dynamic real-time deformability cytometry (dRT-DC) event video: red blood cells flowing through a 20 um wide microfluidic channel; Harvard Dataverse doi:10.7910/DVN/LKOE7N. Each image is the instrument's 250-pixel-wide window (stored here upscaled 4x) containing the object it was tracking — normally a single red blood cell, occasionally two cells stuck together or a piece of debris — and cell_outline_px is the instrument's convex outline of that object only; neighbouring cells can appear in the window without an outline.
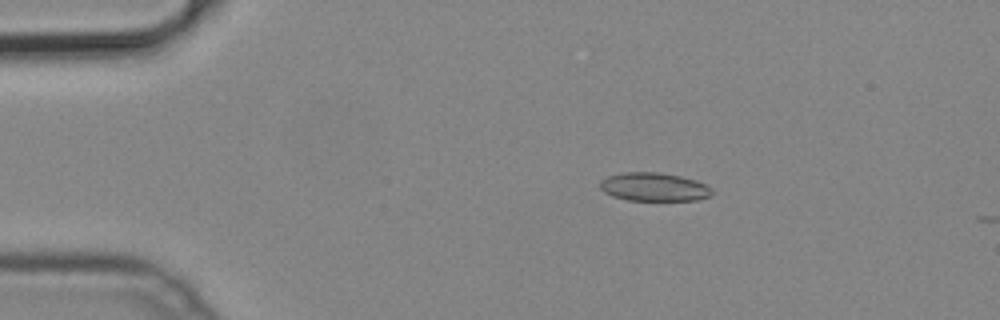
{"species": "common noctule bat (a hibernating species)", "species_latin": "Nyctalus noctula", "temperature_condition": "cold", "stored_images_in_passage": 52, "camera_frame_rate_fps": 3000, "um_per_image_px": 0.085, "animal": {"sex": "male", "body_mass_g": 19.2, "forearm_length_mm": 51.8}, "frame": {"image": 1, "passage_image": 10, "time_ms": 3.0, "image_size_px": [1000, 320], "cell_outline_px": [[712, 192], [708, 196], [696, 200], [628, 200], [612, 196], [604, 192], [600, 188], [600, 180], [608, 176], [624, 172], [660, 172], [680, 176], [696, 180], [704, 184]], "centroid_in_image_um": [55.53, 15.88], "position_along_channel_um": 29.5, "area_um2": 18.38}}
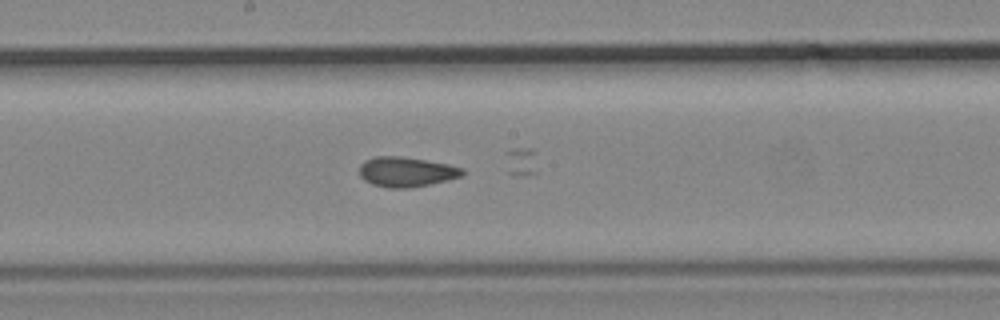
{"frame": {"image": 2, "passage_image": 28, "time_ms": 9.0, "image_size_px": [1000, 320], "cell_outline_px": [[464, 176], [448, 180], [408, 188], [388, 188], [372, 184], [364, 180], [360, 176], [360, 164], [364, 160], [376, 156], [400, 156], [448, 164], [464, 168]], "centroid_in_image_um": [34.53, 14.61], "position_along_channel_um": 213.7, "area_um2": 17.98}}
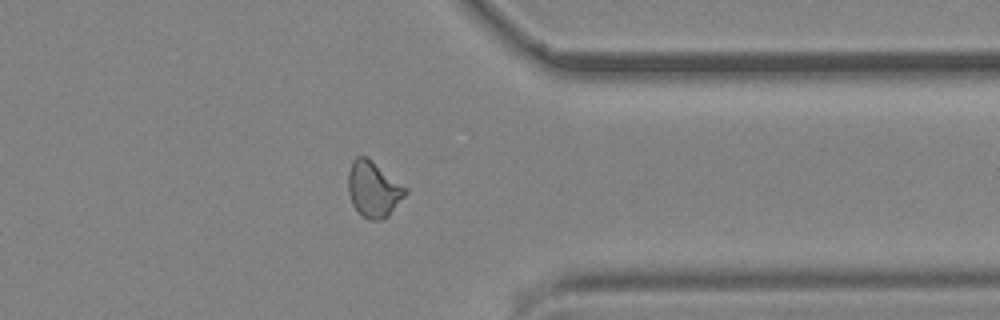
{"frame": {"image": 3, "passage_image": 41, "time_ms": 13.333, "image_size_px": [1000, 320], "cell_outline_px": [[408, 192], [388, 216], [384, 220], [368, 220], [352, 204], [348, 192], [348, 172], [352, 160], [356, 156], [364, 156], [408, 188]], "centroid_in_image_um": [31.74, 16.1], "position_along_channel_um": 379.7, "area_um2": 18.38}}